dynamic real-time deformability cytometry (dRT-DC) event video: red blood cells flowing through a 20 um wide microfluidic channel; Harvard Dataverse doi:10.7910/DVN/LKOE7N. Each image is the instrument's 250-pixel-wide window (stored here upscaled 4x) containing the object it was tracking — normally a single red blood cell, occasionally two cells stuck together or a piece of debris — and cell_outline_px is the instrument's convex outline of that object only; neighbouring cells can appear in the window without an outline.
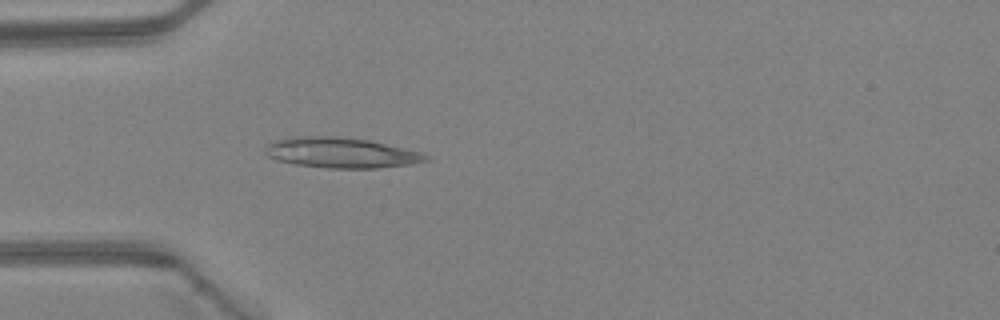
{"species": "Egyptian fruit bat (a non-hibernating species)", "species_latin": "Rousettus aegyptiacus", "temperature_condition": "warm", "stored_images_in_passage": 24, "camera_frame_rate_fps": 3000, "um_per_image_px": 0.085, "animal": {"sex": "female"}, "frame": {"image": 1, "passage_image": 4, "time_ms": 1.0, "image_size_px": [1000, 320], "cell_outline_px": [[432, 160], [408, 164], [376, 168], [328, 168], [296, 164], [276, 160], [268, 156], [264, 152], [268, 144], [276, 140], [296, 136], [336, 136], [368, 140], [424, 152]], "centroid_in_image_um": [29.02, 12.98], "position_along_channel_um": 56.0, "area_um2": 28.38}}
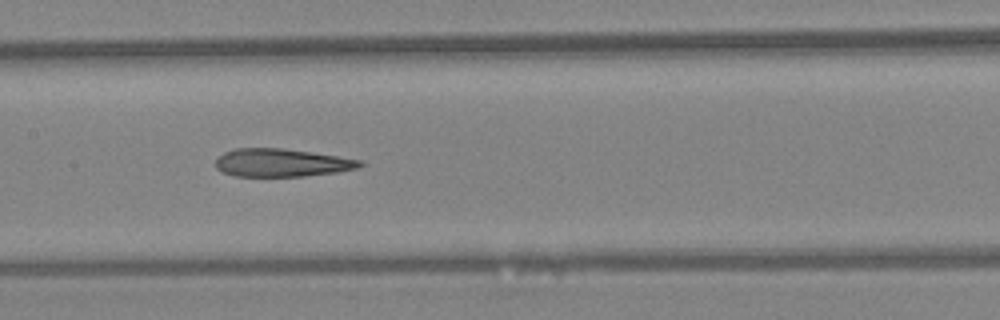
{"frame": {"image": 2, "passage_image": 13, "time_ms": 4.0, "image_size_px": [1000, 320], "cell_outline_px": [[364, 164], [356, 168], [336, 172], [304, 176], [236, 176], [224, 172], [216, 168], [216, 160], [224, 152], [232, 148], [284, 148], [312, 152], [364, 160]], "centroid_in_image_um": [23.95, 13.82], "position_along_channel_um": 183.4, "area_um2": 23.52}}
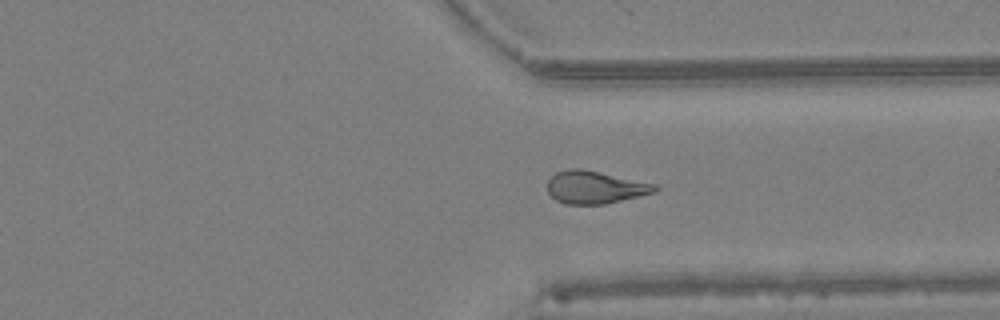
{"frame": {"image": 3, "passage_image": 22, "time_ms": 7.0, "image_size_px": [1000, 320], "cell_outline_px": [[660, 188], [656, 192], [604, 204], [564, 204], [556, 200], [548, 192], [548, 180], [556, 172], [568, 168], [580, 168], [656, 184]], "centroid_in_image_um": [50.57, 15.92], "position_along_channel_um": 360.8, "area_um2": 20.35}}